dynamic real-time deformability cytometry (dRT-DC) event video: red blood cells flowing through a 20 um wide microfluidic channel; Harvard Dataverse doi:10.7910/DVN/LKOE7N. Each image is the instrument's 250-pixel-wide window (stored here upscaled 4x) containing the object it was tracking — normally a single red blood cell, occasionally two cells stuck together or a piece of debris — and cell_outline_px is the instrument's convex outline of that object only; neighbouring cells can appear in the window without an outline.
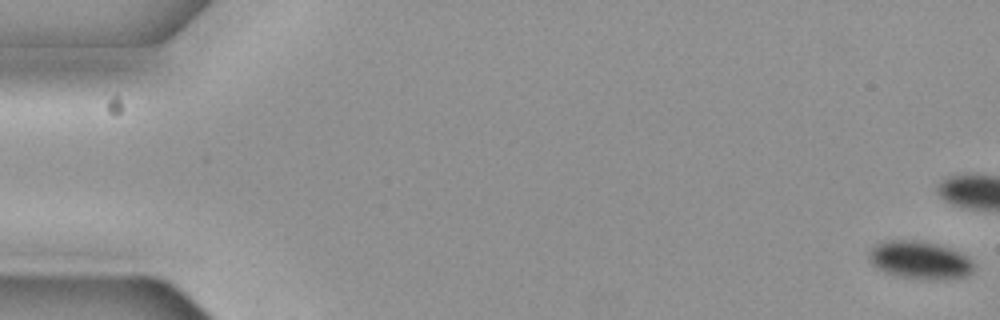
{"species": "common noctule bat (a hibernating species)", "species_latin": "Nyctalus noctula", "temperature_condition": "cold", "stored_images_in_passage": 3, "camera_frame_rate_fps": 3000, "um_per_image_px": 0.085, "animal": {"sex": "female", "body_mass_g": 19.3, "forearm_length_mm": 54.1}, "frame": {"image": 1, "passage_image": 1, "time_ms": 0.0, "image_size_px": [1000, 320], "cell_outline_px": [[972, 272], [968, 276], [944, 280], [936, 280], [896, 276], [884, 272], [872, 264], [868, 260], [872, 248], [876, 244], [888, 240], [920, 240], [936, 244], [960, 252], [968, 256], [972, 264]], "centroid_in_image_um": [78.19, 22.12], "position_along_channel_um": 6.8, "area_um2": 23.12}}